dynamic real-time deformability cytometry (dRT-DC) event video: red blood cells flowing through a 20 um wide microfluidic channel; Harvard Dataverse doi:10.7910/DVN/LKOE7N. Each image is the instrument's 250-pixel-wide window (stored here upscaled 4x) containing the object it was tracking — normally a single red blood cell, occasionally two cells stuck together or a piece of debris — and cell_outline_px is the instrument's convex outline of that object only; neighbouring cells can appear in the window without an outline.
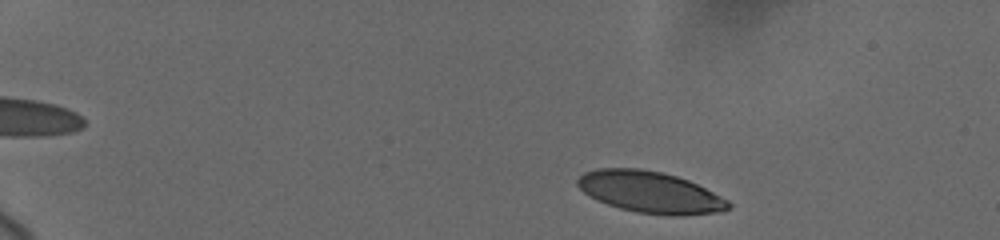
{"species": "human", "species_latin": "Homo sapiens", "temperature_condition": "cold", "stored_images_in_passage": 38, "camera_frame_rate_fps": 3000, "um_per_image_px": 0.085, "donor": {"sex": "female"}, "frame": {"image": 1, "passage_image": 1, "time_ms": 0.0, "image_size_px": [1000, 240], "cell_outline_px": [[732, 208], [716, 212], [676, 216], [672, 216], [636, 212], [620, 208], [596, 200], [584, 192], [576, 184], [576, 180], [584, 172], [596, 168], [640, 168], [660, 172], [676, 176], [688, 180], [728, 200], [732, 204]], "centroid_in_image_um": [55.24, 16.33], "position_along_channel_um": 29.8, "area_um2": 36.36}}
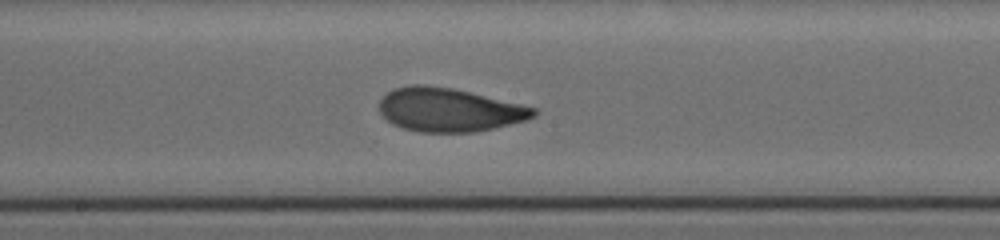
{"frame": {"image": 2, "passage_image": 16, "time_ms": 8.0, "image_size_px": [1000, 240], "cell_outline_px": [[536, 116], [528, 120], [476, 132], [420, 132], [404, 128], [392, 124], [380, 112], [380, 100], [388, 92], [396, 88], [412, 84], [424, 84], [452, 88], [520, 104], [536, 108]], "centroid_in_image_um": [38.18, 9.34], "position_along_channel_um": 210.0, "area_um2": 38.96}}
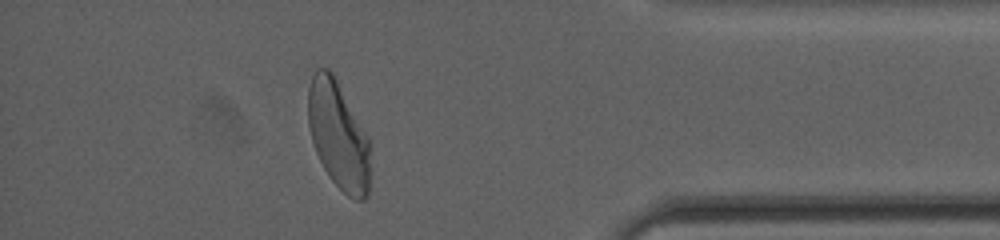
{"frame": {"image": 3, "passage_image": 33, "time_ms": 14.0, "image_size_px": [1000, 240], "cell_outline_px": [[368, 196], [364, 200], [356, 200], [348, 196], [332, 180], [324, 168], [316, 152], [312, 140], [308, 124], [308, 88], [312, 76], [316, 68], [328, 68], [332, 72], [368, 140]], "centroid_in_image_um": [28.71, 11.5], "position_along_channel_um": 406.5, "area_um2": 37.86}, "authors_computed_cell_mechanics": {"area_um2": 38.8705, "velocity_mm_per_s": 3.672, "shape_relaxation_time_tau1_ms": 3.2126, "shape_relaxation_time_tau2_ms": 0.895, "deformation_change_tau1": 0.1515, "deformation_change_tau2": 0.0607}}